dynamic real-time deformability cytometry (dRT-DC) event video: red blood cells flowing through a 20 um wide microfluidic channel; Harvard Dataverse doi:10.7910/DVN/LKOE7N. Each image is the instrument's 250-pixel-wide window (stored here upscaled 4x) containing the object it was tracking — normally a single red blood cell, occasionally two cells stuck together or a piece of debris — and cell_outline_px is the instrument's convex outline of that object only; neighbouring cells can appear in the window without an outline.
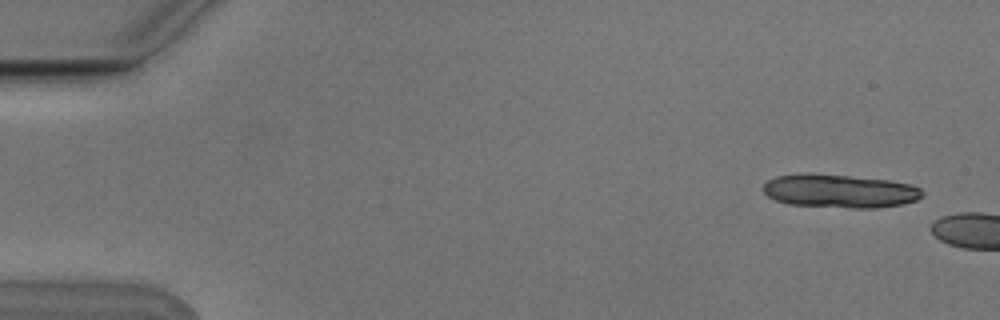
{"species": "Egyptian fruit bat (a non-hibernating species)", "species_latin": "Rousettus aegyptiacus", "temperature_condition": "cold", "stored_images_in_passage": 3, "camera_frame_rate_fps": 3000, "um_per_image_px": 0.085, "animal": {"sex": "male"}, "frame": {"image": 1, "passage_image": 3, "time_ms": 0.667, "image_size_px": [1000, 320], "cell_outline_px": [[924, 196], [916, 200], [900, 204], [876, 208], [852, 208], [788, 204], [776, 200], [768, 196], [760, 188], [768, 180], [776, 176], [796, 172], [808, 172], [888, 180], [912, 184], [920, 188], [924, 192]], "centroid_in_image_um": [71.34, 16.22], "position_along_channel_um": 13.7, "area_um2": 31.39}}